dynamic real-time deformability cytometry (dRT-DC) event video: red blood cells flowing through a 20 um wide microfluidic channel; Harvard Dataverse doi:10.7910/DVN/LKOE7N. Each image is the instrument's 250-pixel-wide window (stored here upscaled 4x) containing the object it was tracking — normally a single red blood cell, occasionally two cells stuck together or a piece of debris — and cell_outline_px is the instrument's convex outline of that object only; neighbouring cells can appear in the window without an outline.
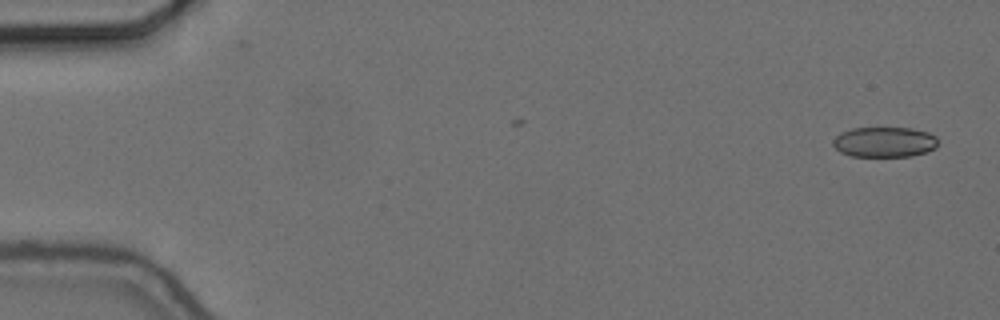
{"species": "common noctule bat (a hibernating species)", "species_latin": "Nyctalus noctula", "temperature_condition": "cold", "stored_images_in_passage": 6, "camera_frame_rate_fps": 3000, "um_per_image_px": 0.085, "animal": {"sex": "female", "body_mass_g": 24.6, "forearm_length_mm": 56.2}, "frame": {"image": 1, "passage_image": 1, "time_ms": 0.0, "image_size_px": [1000, 320], "cell_outline_px": [[936, 148], [912, 156], [852, 156], [840, 152], [832, 144], [832, 140], [840, 132], [852, 128], [912, 128], [928, 132], [936, 136]], "centroid_in_image_um": [75.15, 12.06], "position_along_channel_um": 9.8, "area_um2": 18.5}}